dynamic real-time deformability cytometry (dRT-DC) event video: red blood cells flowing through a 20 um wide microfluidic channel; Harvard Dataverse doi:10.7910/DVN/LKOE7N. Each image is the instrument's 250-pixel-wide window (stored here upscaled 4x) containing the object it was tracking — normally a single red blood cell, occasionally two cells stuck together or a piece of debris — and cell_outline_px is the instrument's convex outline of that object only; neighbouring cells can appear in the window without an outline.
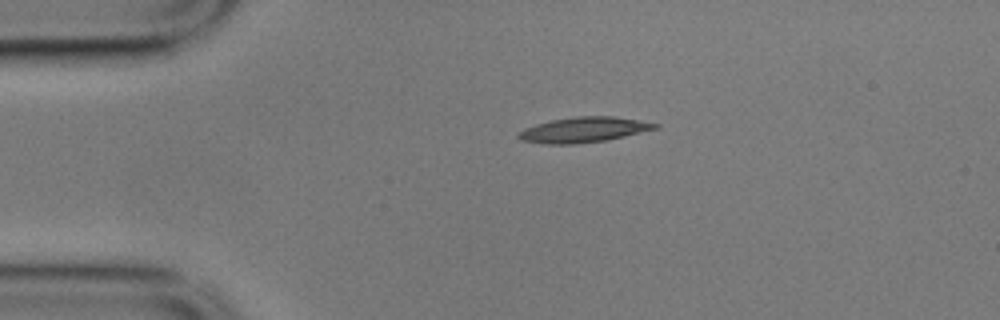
{"species": "common noctule bat (a hibernating species)", "species_latin": "Nyctalus noctula", "temperature_condition": "cold", "stored_images_in_passage": 46, "camera_frame_rate_fps": 3000, "um_per_image_px": 0.085, "animal": {"sex": "male", "body_mass_g": 17.9}, "frame": {"image": 1, "passage_image": 1, "time_ms": 0.0, "image_size_px": [1000, 320], "cell_outline_px": [[660, 128], [624, 136], [604, 140], [576, 144], [544, 144], [520, 140], [516, 136], [524, 128], [536, 124], [552, 120], [576, 116], [616, 116], [660, 124]], "centroid_in_image_um": [49.62, 11.03], "position_along_channel_um": 35.4, "area_um2": 20.11}}
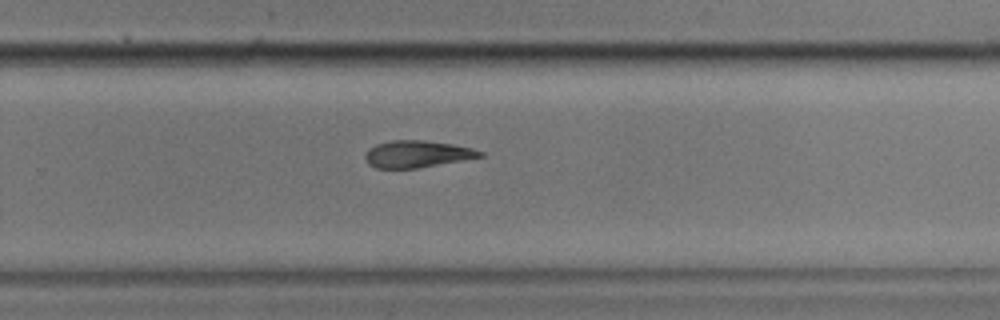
{"frame": {"image": 2, "passage_image": 26, "time_ms": 8.333, "image_size_px": [1000, 320], "cell_outline_px": [[484, 156], [464, 160], [416, 168], [376, 168], [368, 164], [364, 156], [376, 144], [392, 140], [424, 140], [452, 144], [472, 148], [484, 152]], "centroid_in_image_um": [35.48, 13.09], "position_along_channel_um": 294.3, "area_um2": 17.86}}
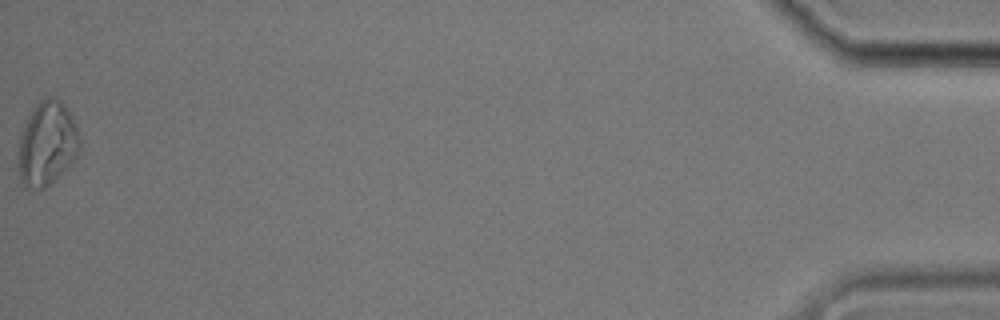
{"frame": {"image": 3, "passage_image": 46, "time_ms": 15.0, "image_size_px": [1000, 320], "cell_outline_px": [[80, 148], [76, 156], [44, 188], [24, 188], [20, 180], [16, 164], [16, 156], [20, 132], [32, 108], [44, 96], [48, 96], [64, 104], [72, 116], [80, 136]], "centroid_in_image_um": [3.93, 12.19], "position_along_channel_um": 431.3, "area_um2": 30.23}, "authors_computed_cell_mechanics": {"area_um2": 19.074, "velocity_mm_per_s": 3.5139, "shape_relaxation_time_tau1_ms": 7.5451, "shape_relaxation_time_tau2_ms": null, "deformation_change_tau1": 0.1892, "deformation_change_tau2": null}}